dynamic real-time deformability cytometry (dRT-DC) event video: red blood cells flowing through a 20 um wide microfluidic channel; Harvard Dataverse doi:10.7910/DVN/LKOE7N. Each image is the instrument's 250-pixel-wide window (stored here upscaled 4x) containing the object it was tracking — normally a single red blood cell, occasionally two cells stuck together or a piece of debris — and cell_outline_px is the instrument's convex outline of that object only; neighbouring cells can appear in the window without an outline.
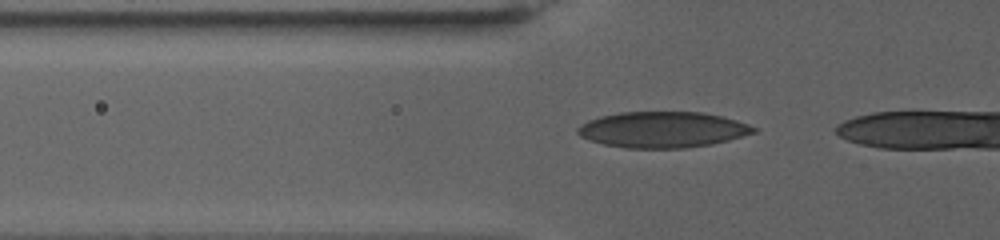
{"species": "human", "species_latin": "Homo sapiens", "temperature_condition": "warm", "stored_images_in_passage": 7, "camera_frame_rate_fps": 3000, "um_per_image_px": 0.085, "donor": {"sex": "female"}, "frame": {"image": 1, "passage_image": 3, "time_ms": 0.667, "image_size_px": [1000, 240], "cell_outline_px": [[760, 128], [756, 132], [728, 140], [712, 144], [684, 148], [628, 148], [604, 144], [588, 140], [580, 136], [576, 132], [576, 128], [580, 124], [588, 120], [600, 116], [620, 112], [704, 112], [736, 120]], "centroid_in_image_um": [56.31, 11.02], "position_along_channel_um": 69.5, "area_um2": 36.99}}